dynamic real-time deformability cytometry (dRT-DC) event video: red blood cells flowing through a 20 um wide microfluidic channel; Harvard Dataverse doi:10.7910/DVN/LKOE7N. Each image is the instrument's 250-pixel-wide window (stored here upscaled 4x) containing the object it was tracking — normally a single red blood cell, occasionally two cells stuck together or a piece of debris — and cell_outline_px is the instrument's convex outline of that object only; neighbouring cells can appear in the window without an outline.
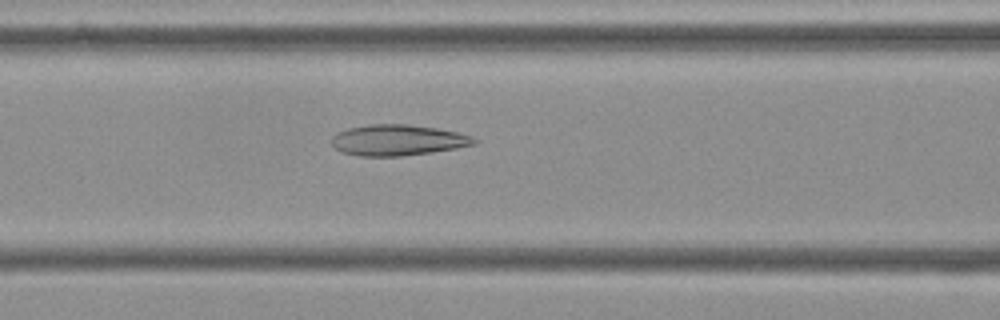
{"species": "Egyptian fruit bat (a non-hibernating species)", "species_latin": "Rousettus aegyptiacus", "temperature_condition": "cold", "stored_images_in_passage": 54, "camera_frame_rate_fps": 3000, "um_per_image_px": 0.085, "frame": {"image": 1, "passage_image": 22, "time_ms": 7.0, "image_size_px": [1000, 320], "cell_outline_px": [[480, 140], [476, 144], [456, 148], [432, 152], [400, 156], [360, 156], [340, 152], [328, 140], [336, 132], [348, 128], [368, 124], [408, 124], [436, 128], [456, 132], [472, 136]], "centroid_in_image_um": [33.78, 11.91], "position_along_channel_um": 132.8, "area_um2": 25.89}}
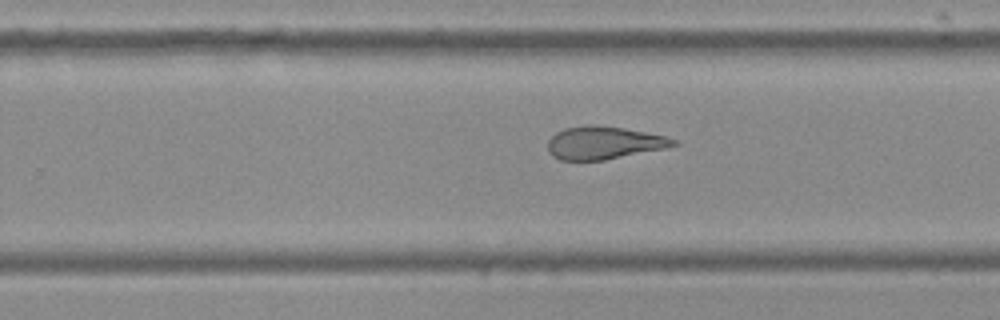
{"frame": {"image": 2, "passage_image": 34, "time_ms": 11.0, "image_size_px": [1000, 320], "cell_outline_px": [[680, 144], [664, 148], [604, 160], [560, 160], [552, 156], [548, 152], [548, 140], [556, 132], [564, 128], [584, 124], [596, 124], [624, 128], [664, 136], [676, 140]], "centroid_in_image_um": [51.28, 12.13], "position_along_channel_um": 278.5, "area_um2": 24.04}}
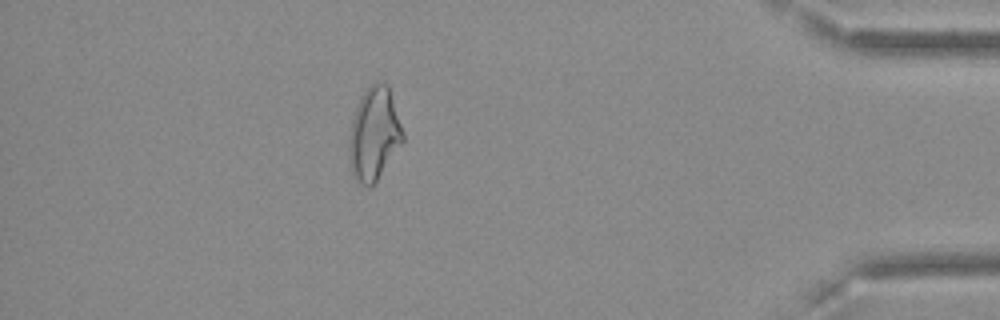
{"frame": {"image": 3, "passage_image": 48, "time_ms": 15.667, "image_size_px": [1000, 320], "cell_outline_px": [[404, 140], [376, 180], [368, 188], [360, 184], [352, 176], [348, 156], [348, 140], [352, 116], [356, 104], [360, 96], [376, 80], [384, 80], [388, 84], [404, 132]], "centroid_in_image_um": [31.77, 11.35], "position_along_channel_um": 403.4, "area_um2": 29.54}, "authors_computed_cell_mechanics": {"area_um2": 28.0041, "velocity_mm_per_s": 3.6421, "shape_relaxation_time_tau1_ms": null, "shape_relaxation_time_tau2_ms": 2.6527, "deformation_change_tau1": null, "deformation_change_tau2": 0.122}}